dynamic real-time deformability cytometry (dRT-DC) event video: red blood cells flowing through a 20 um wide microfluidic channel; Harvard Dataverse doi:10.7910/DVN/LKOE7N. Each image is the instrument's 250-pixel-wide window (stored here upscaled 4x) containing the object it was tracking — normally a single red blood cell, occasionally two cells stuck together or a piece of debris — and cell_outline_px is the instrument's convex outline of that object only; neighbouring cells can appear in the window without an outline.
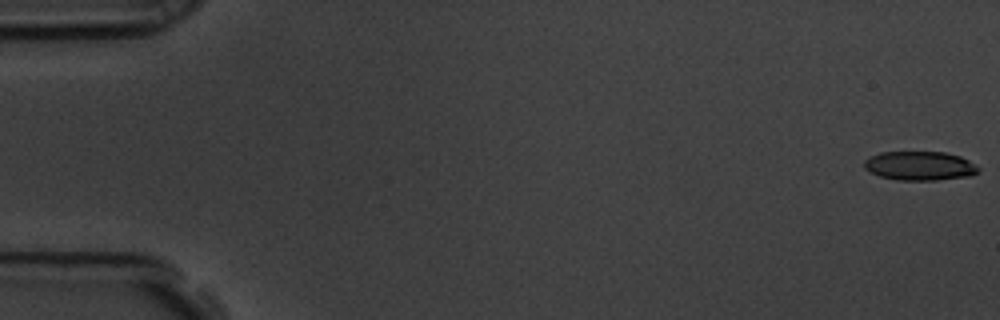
{"species": "common noctule bat (a hibernating species)", "species_latin": "Nyctalus noctula", "temperature_condition": "room temperature", "stored_images_in_passage": 10, "camera_frame_rate_fps": 3000, "um_per_image_px": 0.085, "animal": {"sex": "male", "body_mass_g": 19.5, "forearm_length_mm": 54.6}, "frame": {"image": 1, "passage_image": 1, "time_ms": 0.0, "image_size_px": [1000, 320], "cell_outline_px": [[980, 172], [972, 176], [936, 180], [896, 180], [880, 176], [868, 172], [864, 168], [864, 160], [880, 152], [944, 152], [960, 156], [968, 160], [980, 168]], "centroid_in_image_um": [78.19, 14.1], "position_along_channel_um": 6.8, "area_um2": 19.48}}